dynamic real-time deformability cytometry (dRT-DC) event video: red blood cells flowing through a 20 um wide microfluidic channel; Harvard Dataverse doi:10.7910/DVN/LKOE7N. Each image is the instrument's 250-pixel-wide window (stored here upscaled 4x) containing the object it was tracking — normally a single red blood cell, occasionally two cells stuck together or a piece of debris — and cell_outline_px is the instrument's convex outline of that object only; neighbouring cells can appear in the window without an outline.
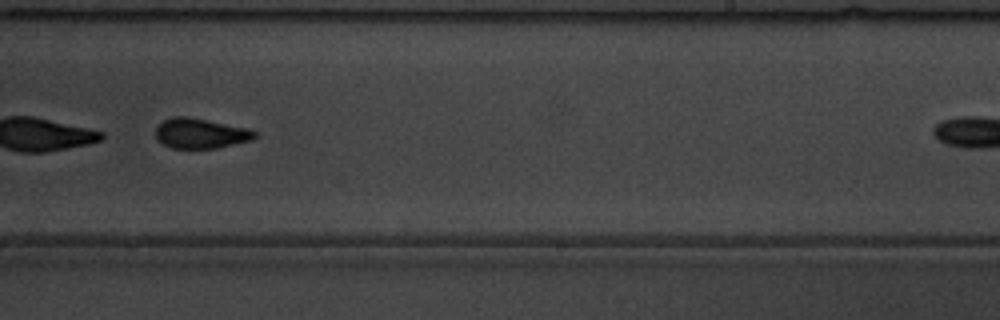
{"species": "common noctule bat (a hibernating species)", "species_latin": "Nyctalus noctula", "temperature_condition": "warm", "stored_images_in_passage": 31, "camera_frame_rate_fps": 3000, "um_per_image_px": 0.085, "animal": {"sex": "male", "body_mass_g": 19.5, "forearm_length_mm": 54.6}, "frame": {"image": 1, "passage_image": 18, "time_ms": 5.667, "image_size_px": [1000, 320], "cell_outline_px": [[256, 136], [252, 140], [216, 148], [172, 148], [156, 140], [156, 128], [164, 120], [172, 116], [184, 116], [248, 128], [256, 132]], "centroid_in_image_um": [17.03, 11.34], "position_along_channel_um": 272.0, "area_um2": 17.17}}